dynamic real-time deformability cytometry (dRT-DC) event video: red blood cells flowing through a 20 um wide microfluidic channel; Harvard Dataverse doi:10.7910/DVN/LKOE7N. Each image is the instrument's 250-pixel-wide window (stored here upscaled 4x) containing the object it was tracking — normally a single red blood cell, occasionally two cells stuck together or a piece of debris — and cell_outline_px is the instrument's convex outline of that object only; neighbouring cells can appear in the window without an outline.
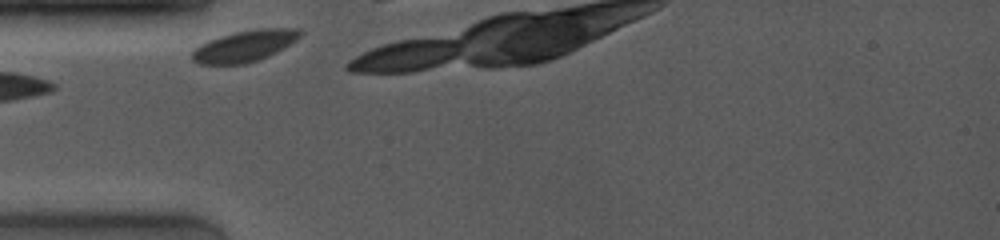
{"species": "common noctule bat (a hibernating species)", "species_latin": "Nyctalus noctula", "temperature_condition": "room temperature", "stored_images_in_passage": 3, "camera_frame_rate_fps": 4000, "um_per_image_px": 0.085, "animal": {"sex": "female", "body_mass_g": 19.0, "forearm_length_mm": 53.3}, "frame": {"image": 1, "passage_image": 1, "time_ms": 0.0, "image_size_px": [1000, 240], "cell_outline_px": [[304, 32], [296, 40], [276, 52], [268, 56], [244, 64], [200, 64], [192, 60], [192, 52], [200, 44], [208, 40], [220, 36], [236, 32], [256, 28], [300, 28]], "centroid_in_image_um": [20.81, 3.89], "position_along_channel_um": 64.2, "area_um2": 19.65}}